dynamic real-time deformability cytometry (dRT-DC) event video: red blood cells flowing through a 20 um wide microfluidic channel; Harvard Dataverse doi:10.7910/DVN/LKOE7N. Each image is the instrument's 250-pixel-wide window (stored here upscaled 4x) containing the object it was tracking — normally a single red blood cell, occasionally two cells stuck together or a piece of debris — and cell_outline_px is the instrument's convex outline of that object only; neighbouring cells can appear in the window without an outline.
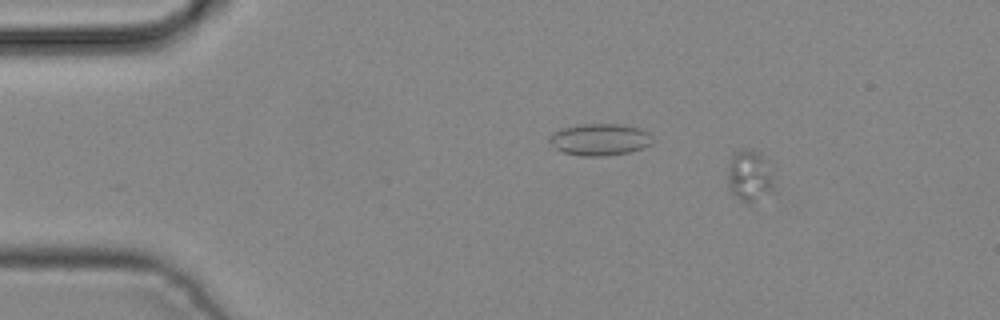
{"species": "common noctule bat (a hibernating species)", "species_latin": "Nyctalus noctula", "temperature_condition": "cold", "stored_images_in_passage": 3, "camera_frame_rate_fps": 3000, "um_per_image_px": 0.085, "animal": {"sex": "male", "body_mass_g": 19.2, "forearm_length_mm": 51.8}, "frame": {"image": 1, "passage_image": 1, "time_ms": 0.0, "image_size_px": [1000, 320], "cell_outline_px": [[776, 192], [748, 204], [744, 204], [728, 188], [728, 164], [732, 156], [736, 152], [756, 152], [760, 156], [772, 176]], "centroid_in_image_um": [63.71, 15.08], "position_along_channel_um": 21.3, "area_um2": 13.41}}
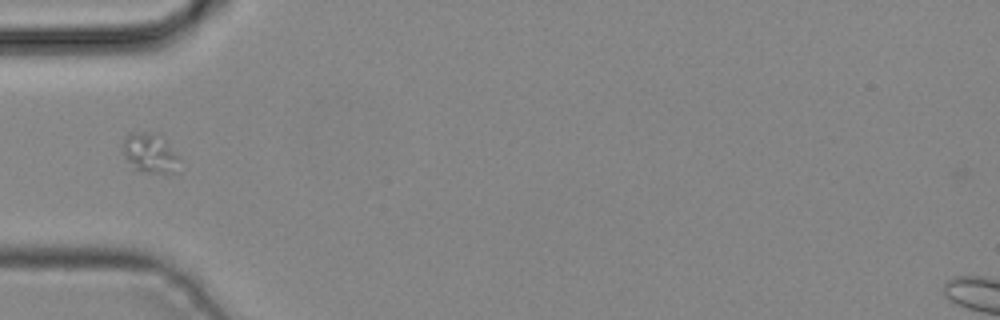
{"frame": {"image": 2, "passage_image": 3, "time_ms": 0.667, "image_size_px": [1000, 320], "cell_outline_px": [[180, 160], [172, 172], [148, 172], [136, 168], [128, 160], [124, 152], [124, 136], [132, 132], [152, 132]], "centroid_in_image_um": [12.67, 13.0], "position_along_channel_um": 72.3, "area_um2": 11.79}}